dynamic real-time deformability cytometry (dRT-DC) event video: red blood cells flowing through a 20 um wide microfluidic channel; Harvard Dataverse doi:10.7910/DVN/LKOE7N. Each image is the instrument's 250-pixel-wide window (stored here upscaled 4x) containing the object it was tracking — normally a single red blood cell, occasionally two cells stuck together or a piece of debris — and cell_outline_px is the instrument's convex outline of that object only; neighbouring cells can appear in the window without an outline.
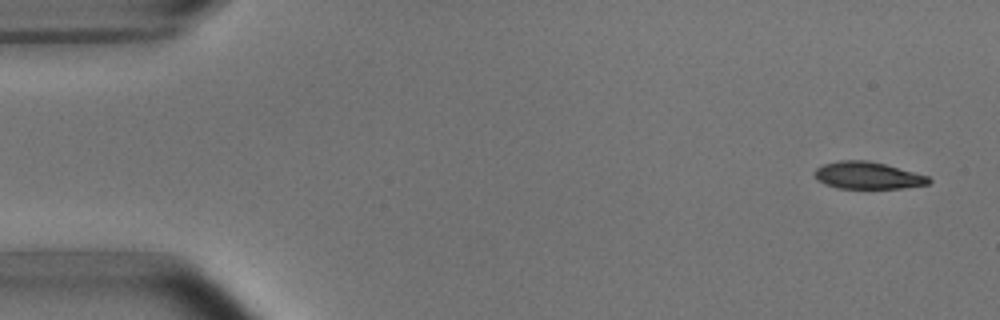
{"species": "common noctule bat (a hibernating species)", "species_latin": "Nyctalus noctula", "temperature_condition": "room temperature", "stored_images_in_passage": 4, "camera_frame_rate_fps": 3000, "um_per_image_px": 0.085, "animal": {"sex": "male", "body_mass_g": 15.6}, "frame": {"image": 1, "passage_image": 1, "time_ms": 0.0, "image_size_px": [1000, 320], "cell_outline_px": [[932, 180], [928, 184], [904, 188], [836, 188], [824, 184], [812, 172], [816, 168], [824, 164], [840, 160], [868, 160], [884, 164], [928, 176]], "centroid_in_image_um": [73.74, 14.91], "position_along_channel_um": 11.3, "area_um2": 17.92}}
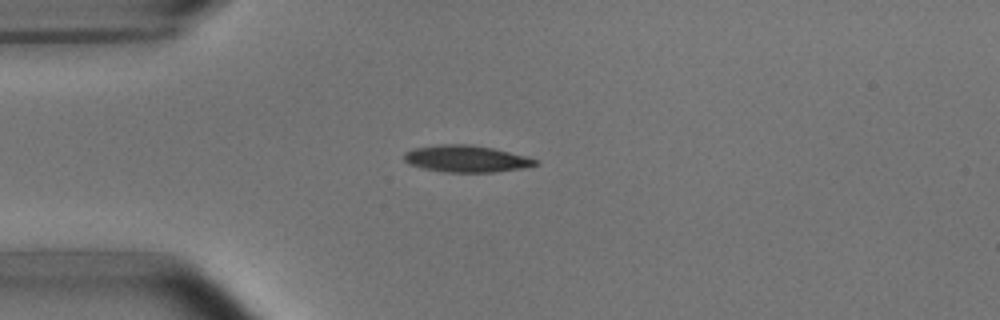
{"frame": {"image": 2, "passage_image": 4, "time_ms": 3.667, "image_size_px": [1000, 320], "cell_outline_px": [[540, 164], [524, 168], [492, 172], [448, 172], [424, 168], [408, 164], [404, 160], [404, 152], [412, 148], [436, 144], [472, 144], [492, 148], [524, 156], [536, 160]], "centroid_in_image_um": [39.58, 13.48], "position_along_channel_um": 45.4, "area_um2": 20.46}}